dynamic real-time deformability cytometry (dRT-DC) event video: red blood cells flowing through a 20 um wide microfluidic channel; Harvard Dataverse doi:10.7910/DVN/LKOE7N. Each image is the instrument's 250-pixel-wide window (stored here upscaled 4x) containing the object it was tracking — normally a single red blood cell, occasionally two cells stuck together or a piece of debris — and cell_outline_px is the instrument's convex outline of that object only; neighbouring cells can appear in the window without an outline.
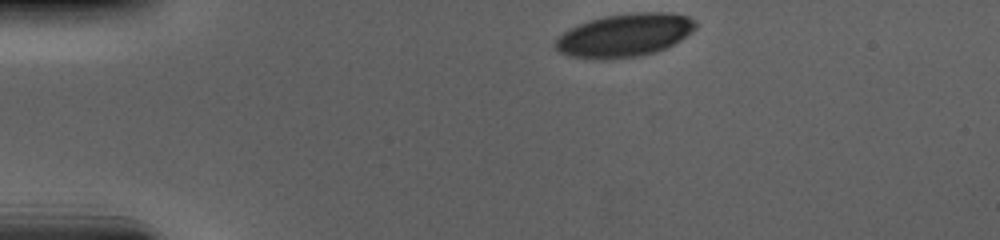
{"species": "human", "species_latin": "Homo sapiens", "temperature_condition": "cold", "stored_images_in_passage": 37, "camera_frame_rate_fps": 3000, "um_per_image_px": 0.085, "donor": {"sex": "male"}, "frame": {"image": 1, "passage_image": 1, "time_ms": 0.0, "image_size_px": [1000, 240], "cell_outline_px": [[696, 28], [692, 32], [680, 40], [656, 52], [640, 56], [604, 60], [568, 56], [560, 52], [552, 44], [556, 36], [568, 28], [588, 20], [604, 16], [636, 12], [668, 12], [688, 16], [696, 20]], "centroid_in_image_um": [53.04, 2.99], "position_along_channel_um": 32.0, "area_um2": 35.72}}
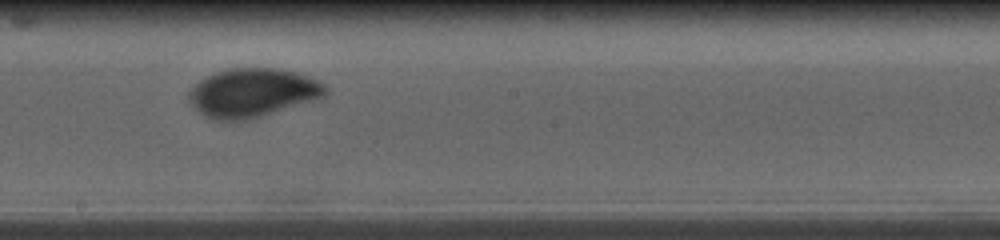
{"frame": {"image": 2, "passage_image": 22, "time_ms": 7.0, "image_size_px": [1000, 240], "cell_outline_px": [[328, 92], [320, 100], [252, 120], [232, 124], [212, 120], [204, 116], [188, 100], [188, 92], [200, 80], [216, 72], [232, 68], [280, 68], [300, 72], [320, 80], [328, 88]], "centroid_in_image_um": [21.55, 7.93], "position_along_channel_um": 226.7, "area_um2": 40.29}}
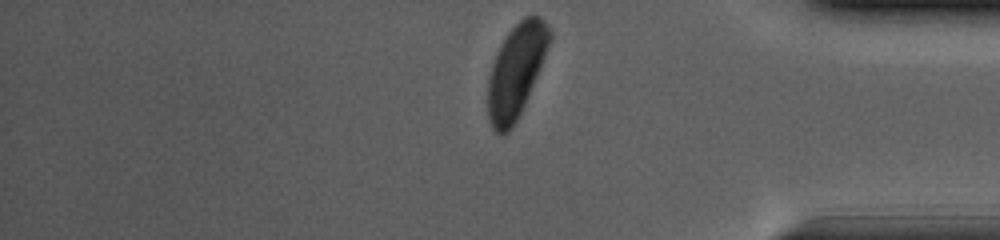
{"frame": {"image": 3, "passage_image": 37, "time_ms": 12.0, "image_size_px": [1000, 240], "cell_outline_px": [[552, 40], [540, 68], [524, 104], [512, 128], [504, 136], [500, 136], [492, 128], [488, 120], [488, 76], [492, 64], [500, 44], [508, 32], [524, 16], [540, 16], [548, 24], [552, 32]], "centroid_in_image_um": [43.87, 6.02], "position_along_channel_um": 391.3, "area_um2": 33.52}, "authors_computed_cell_mechanics": {"area_um2": 37.281, "velocity_mm_per_s": 3.6644, "shape_relaxation_time_tau1_ms": 3.0949, "shape_relaxation_time_tau2_ms": null, "deformation_change_tau1": 0.1536, "deformation_change_tau2": null}}